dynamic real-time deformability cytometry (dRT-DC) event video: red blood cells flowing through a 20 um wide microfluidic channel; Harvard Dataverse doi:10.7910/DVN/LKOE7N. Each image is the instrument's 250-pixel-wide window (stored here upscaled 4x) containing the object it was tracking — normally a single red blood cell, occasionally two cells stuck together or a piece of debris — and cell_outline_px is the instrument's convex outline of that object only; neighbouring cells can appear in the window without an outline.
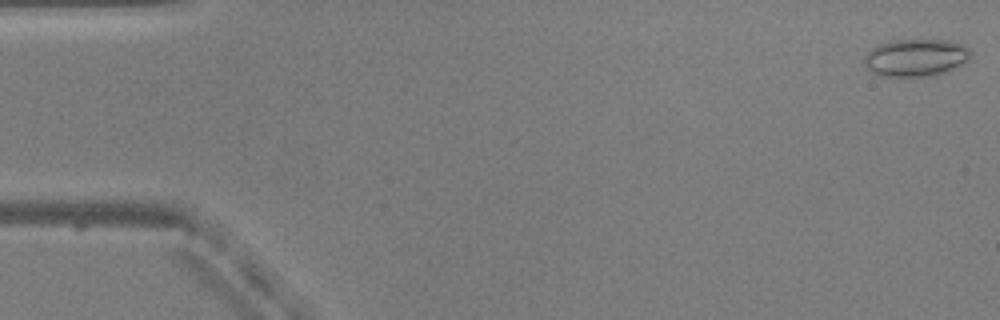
{"species": "common noctule bat (a hibernating species)", "species_latin": "Nyctalus noctula", "temperature_condition": "warm", "stored_images_in_passage": 53, "camera_frame_rate_fps": 3000, "um_per_image_px": 0.085, "animal": {"sex": "male", "body_mass_g": 20.5, "forearm_length_mm": 52.5}, "frame": {"image": 1, "passage_image": 1, "time_ms": 0.0, "image_size_px": [1000, 320], "cell_outline_px": [[972, 52], [968, 60], [948, 72], [932, 76], [876, 76], [864, 64], [864, 60], [868, 52], [872, 48], [880, 44], [896, 40], [948, 40], [964, 44]], "centroid_in_image_um": [77.87, 4.91], "position_along_channel_um": 7.1, "area_um2": 23.29}}
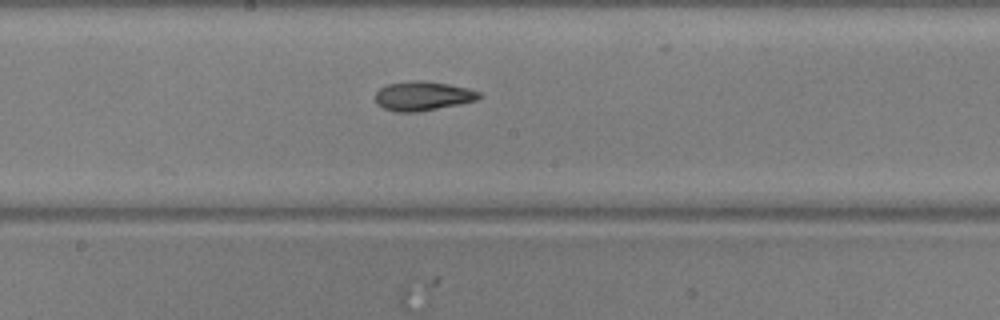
{"frame": {"image": 2, "passage_image": 28, "time_ms": 9.0, "image_size_px": [1000, 320], "cell_outline_px": [[484, 96], [476, 100], [460, 104], [420, 112], [396, 112], [384, 108], [376, 104], [376, 92], [380, 88], [388, 84], [412, 80], [424, 80], [448, 84], [468, 88], [480, 92]], "centroid_in_image_um": [35.96, 8.16], "position_along_channel_um": 212.2, "area_um2": 17.86}}
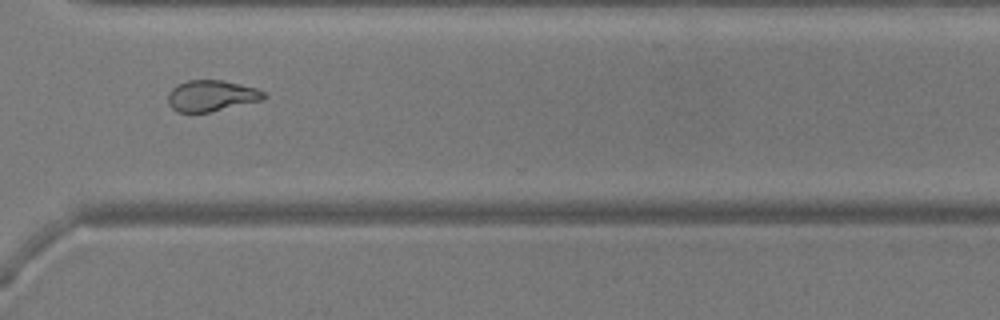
{"frame": {"image": 3, "passage_image": 39, "time_ms": 12.667, "image_size_px": [1000, 320], "cell_outline_px": [[268, 96], [264, 100], [208, 112], [176, 112], [168, 104], [168, 92], [176, 84], [188, 80], [224, 80], [256, 88], [264, 92]], "centroid_in_image_um": [17.97, 8.13], "position_along_channel_um": 352.6, "area_um2": 17.51}, "authors_computed_cell_mechanics": {"area_um2": 18.6694, "velocity_mm_per_s": 3.8446, "shape_relaxation_time_tau1_ms": 6.3645, "shape_relaxation_time_tau2_ms": 3.8624, "deformation_change_tau1": 0.2071, "deformation_change_tau2": 0.1202}}